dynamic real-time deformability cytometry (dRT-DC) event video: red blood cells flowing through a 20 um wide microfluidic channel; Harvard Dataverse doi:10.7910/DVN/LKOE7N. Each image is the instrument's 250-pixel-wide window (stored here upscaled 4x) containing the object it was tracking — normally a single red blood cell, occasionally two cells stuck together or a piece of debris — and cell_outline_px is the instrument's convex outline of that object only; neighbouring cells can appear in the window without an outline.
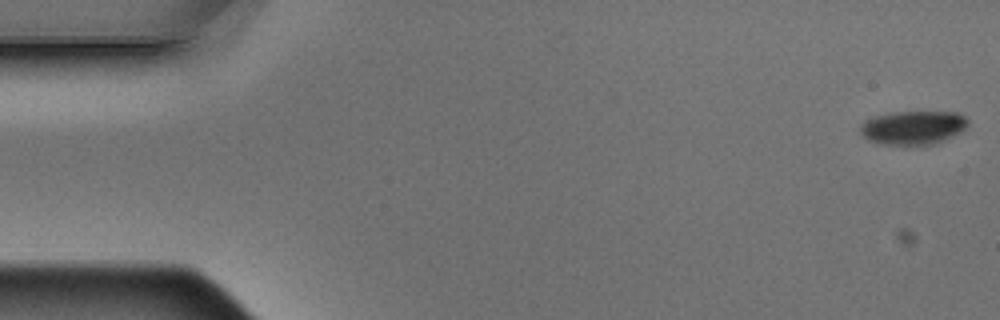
{"species": "Egyptian fruit bat (a non-hibernating species)", "species_latin": "Rousettus aegyptiacus", "temperature_condition": "warm", "stored_images_in_passage": 5, "camera_frame_rate_fps": 3000, "um_per_image_px": 0.085, "animal": {"sex": "male"}, "frame": {"image": 1, "passage_image": 1, "time_ms": 0.0, "image_size_px": [1000, 320], "cell_outline_px": [[968, 124], [960, 132], [936, 144], [880, 144], [868, 140], [860, 132], [860, 124], [876, 116], [892, 112], [956, 112], [964, 116], [968, 120]], "centroid_in_image_um": [77.61, 10.84], "position_along_channel_um": 7.4, "area_um2": 20.92}}
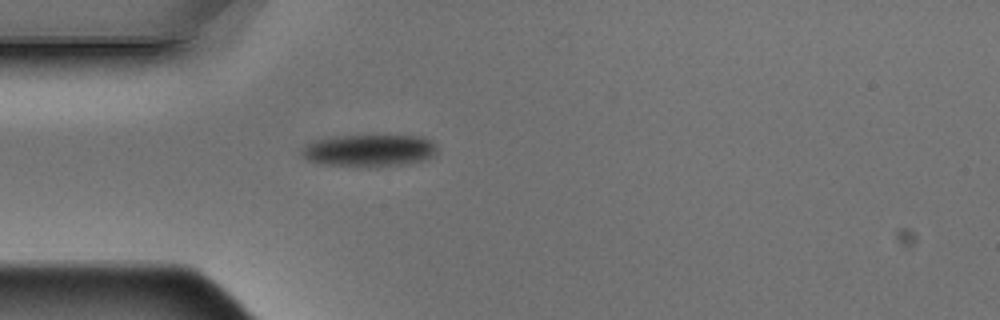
{"frame": {"image": 2, "passage_image": 5, "time_ms": 1.333, "image_size_px": [1000, 320], "cell_outline_px": [[436, 156], [424, 160], [404, 164], [376, 168], [356, 168], [320, 164], [308, 160], [300, 156], [300, 152], [304, 144], [312, 140], [344, 136], [424, 136], [432, 140], [436, 144]], "centroid_in_image_um": [31.36, 12.83], "position_along_channel_um": 53.6, "area_um2": 26.24}}